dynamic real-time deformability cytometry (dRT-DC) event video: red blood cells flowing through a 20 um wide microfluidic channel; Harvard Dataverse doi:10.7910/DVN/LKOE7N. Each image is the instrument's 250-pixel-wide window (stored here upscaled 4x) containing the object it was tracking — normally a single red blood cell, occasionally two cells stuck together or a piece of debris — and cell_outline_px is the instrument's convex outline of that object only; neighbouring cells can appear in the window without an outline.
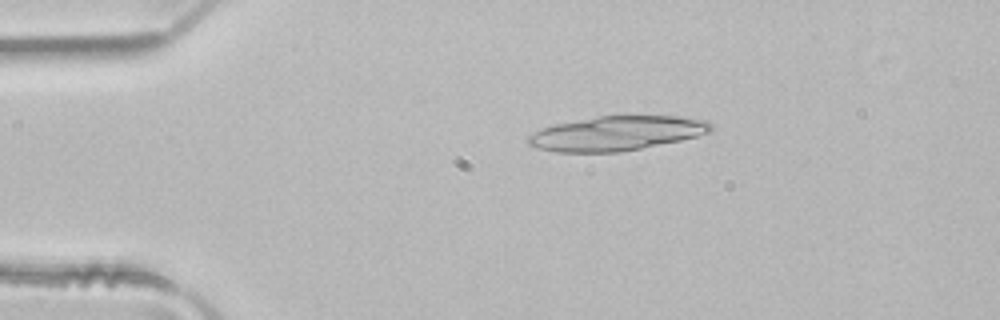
{"species": "common noctule bat (a hibernating species)", "species_latin": "Nyctalus noctula", "temperature_condition": "room temperature", "stored_images_in_passage": 5, "segment_of_instrument_passage": [1, 2], "camera_frame_rate_fps": 3000, "um_per_image_px": 0.085, "animal": {"sex": "male", "body_mass_g": 21.5, "forearm_length_mm": 52.0}, "frame": {"image": 1, "passage_image": 3, "time_ms": 0.667, "image_size_px": [1000, 320], "cell_outline_px": [[712, 132], [680, 140], [620, 152], [556, 152], [536, 148], [528, 144], [528, 136], [544, 128], [556, 124], [596, 116], [680, 116], [708, 120], [712, 124]], "centroid_in_image_um": [52.45, 11.33], "position_along_channel_um": 32.6, "area_um2": 36.47}}